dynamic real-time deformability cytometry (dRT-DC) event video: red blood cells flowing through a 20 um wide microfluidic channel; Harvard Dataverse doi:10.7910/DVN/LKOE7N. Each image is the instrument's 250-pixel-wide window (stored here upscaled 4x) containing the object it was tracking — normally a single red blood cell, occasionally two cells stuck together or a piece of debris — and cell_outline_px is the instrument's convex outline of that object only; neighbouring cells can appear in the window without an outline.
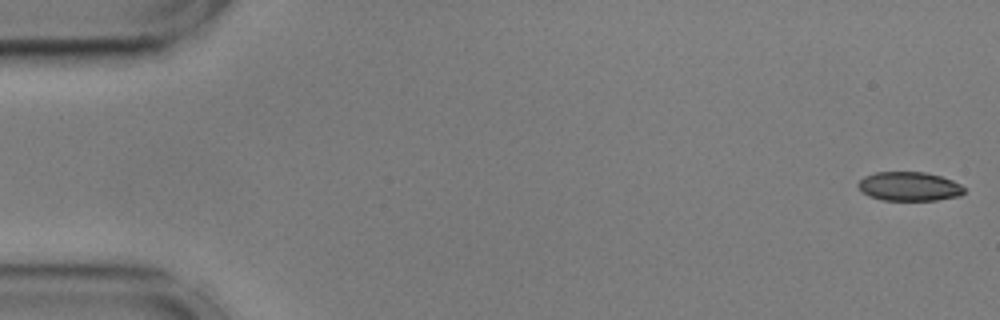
{"species": "common noctule bat (a hibernating species)", "species_latin": "Nyctalus noctula", "temperature_condition": "cold", "stored_images_in_passage": 55, "camera_frame_rate_fps": 3000, "um_per_image_px": 0.085, "animal": {"sex": "male", "body_mass_g": 17.9, "forearm_length_mm": 54.2}, "frame": {"image": 1, "passage_image": 1, "time_ms": 0.0, "image_size_px": [1000, 320], "cell_outline_px": [[964, 192], [960, 196], [936, 200], [884, 200], [868, 196], [856, 184], [864, 176], [876, 172], [924, 172], [940, 176], [952, 180], [960, 184], [964, 188]], "centroid_in_image_um": [77.28, 15.84], "position_along_channel_um": 7.7, "area_um2": 17.86}}
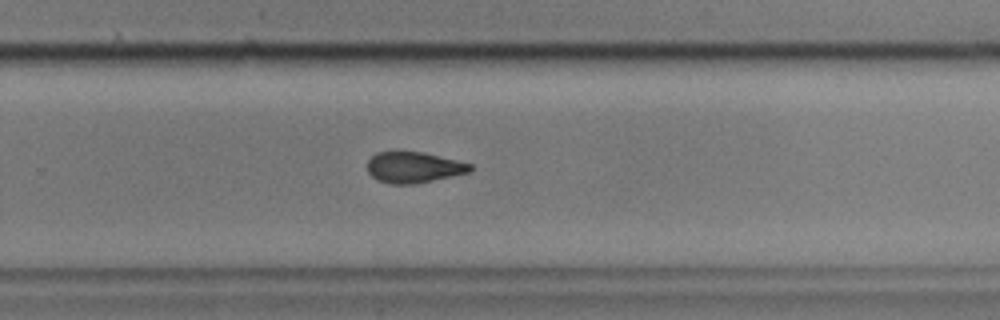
{"frame": {"image": 2, "passage_image": 36, "time_ms": 11.667, "image_size_px": [1000, 320], "cell_outline_px": [[472, 172], [416, 184], [392, 184], [376, 180], [368, 172], [368, 160], [376, 152], [420, 152], [456, 160], [472, 164]], "centroid_in_image_um": [35.17, 14.24], "position_along_channel_um": 294.6, "area_um2": 18.5}}
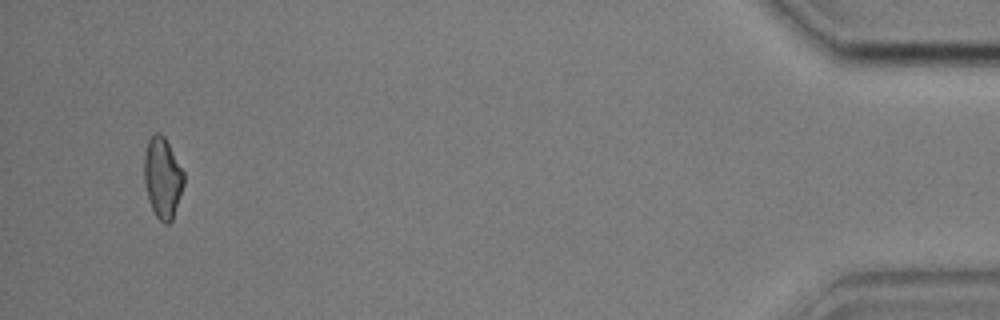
{"frame": {"image": 3, "passage_image": 53, "time_ms": 17.333, "image_size_px": [1000, 320], "cell_outline_px": [[184, 184], [172, 220], [168, 224], [164, 224], [156, 216], [152, 208], [144, 184], [144, 156], [148, 140], [156, 132], [160, 132], [164, 136], [184, 172]], "centroid_in_image_um": [13.81, 15.1], "position_along_channel_um": 421.4, "area_um2": 18.5}}